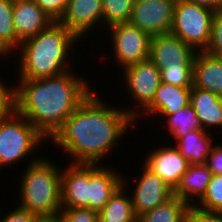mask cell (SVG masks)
<instances>
[{
	"mask_svg": "<svg viewBox=\"0 0 222 222\" xmlns=\"http://www.w3.org/2000/svg\"><path fill=\"white\" fill-rule=\"evenodd\" d=\"M213 174H222V143L218 142L212 147L205 163Z\"/></svg>",
	"mask_w": 222,
	"mask_h": 222,
	"instance_id": "e575fe53",
	"label": "cell"
},
{
	"mask_svg": "<svg viewBox=\"0 0 222 222\" xmlns=\"http://www.w3.org/2000/svg\"><path fill=\"white\" fill-rule=\"evenodd\" d=\"M44 141L48 142L38 129L14 111L0 123V171L10 169L14 164L17 166L21 160L22 163L26 162L30 155L31 161H38L41 155L36 157L34 152H38V147L45 144Z\"/></svg>",
	"mask_w": 222,
	"mask_h": 222,
	"instance_id": "5b68a950",
	"label": "cell"
},
{
	"mask_svg": "<svg viewBox=\"0 0 222 222\" xmlns=\"http://www.w3.org/2000/svg\"><path fill=\"white\" fill-rule=\"evenodd\" d=\"M193 86L222 97V57L206 51L196 52L193 61Z\"/></svg>",
	"mask_w": 222,
	"mask_h": 222,
	"instance_id": "d6986e66",
	"label": "cell"
},
{
	"mask_svg": "<svg viewBox=\"0 0 222 222\" xmlns=\"http://www.w3.org/2000/svg\"><path fill=\"white\" fill-rule=\"evenodd\" d=\"M134 3L135 0H102L103 30L116 23L129 22Z\"/></svg>",
	"mask_w": 222,
	"mask_h": 222,
	"instance_id": "d4e9b609",
	"label": "cell"
},
{
	"mask_svg": "<svg viewBox=\"0 0 222 222\" xmlns=\"http://www.w3.org/2000/svg\"><path fill=\"white\" fill-rule=\"evenodd\" d=\"M188 1L195 2L198 5L208 7L214 11H217L218 9L222 8V0H188Z\"/></svg>",
	"mask_w": 222,
	"mask_h": 222,
	"instance_id": "8d00e7d4",
	"label": "cell"
},
{
	"mask_svg": "<svg viewBox=\"0 0 222 222\" xmlns=\"http://www.w3.org/2000/svg\"><path fill=\"white\" fill-rule=\"evenodd\" d=\"M34 222H61V217L56 216H40Z\"/></svg>",
	"mask_w": 222,
	"mask_h": 222,
	"instance_id": "74e56055",
	"label": "cell"
},
{
	"mask_svg": "<svg viewBox=\"0 0 222 222\" xmlns=\"http://www.w3.org/2000/svg\"><path fill=\"white\" fill-rule=\"evenodd\" d=\"M48 157L28 161L18 181V205L40 216H56L61 211V172ZM58 166V167H57ZM60 167V168H59ZM20 182V184H19Z\"/></svg>",
	"mask_w": 222,
	"mask_h": 222,
	"instance_id": "277c9868",
	"label": "cell"
},
{
	"mask_svg": "<svg viewBox=\"0 0 222 222\" xmlns=\"http://www.w3.org/2000/svg\"><path fill=\"white\" fill-rule=\"evenodd\" d=\"M76 74V75H75ZM69 70L56 76L14 81L15 111L48 140L94 90L88 79Z\"/></svg>",
	"mask_w": 222,
	"mask_h": 222,
	"instance_id": "7a4b0ae2",
	"label": "cell"
},
{
	"mask_svg": "<svg viewBox=\"0 0 222 222\" xmlns=\"http://www.w3.org/2000/svg\"><path fill=\"white\" fill-rule=\"evenodd\" d=\"M205 51L213 56L222 57V8L214 12L211 39Z\"/></svg>",
	"mask_w": 222,
	"mask_h": 222,
	"instance_id": "f546056e",
	"label": "cell"
},
{
	"mask_svg": "<svg viewBox=\"0 0 222 222\" xmlns=\"http://www.w3.org/2000/svg\"><path fill=\"white\" fill-rule=\"evenodd\" d=\"M80 41L64 25L58 21L53 22L47 29L20 43L15 52L18 63L16 66L15 61V67L18 72L14 77L37 79L56 76L72 70L73 67L70 65L73 64L71 63L73 60L70 58L73 57L72 53L74 54L77 49H74L75 44H79ZM72 50L73 52H71Z\"/></svg>",
	"mask_w": 222,
	"mask_h": 222,
	"instance_id": "3957f363",
	"label": "cell"
},
{
	"mask_svg": "<svg viewBox=\"0 0 222 222\" xmlns=\"http://www.w3.org/2000/svg\"><path fill=\"white\" fill-rule=\"evenodd\" d=\"M109 31L107 39L109 40L110 48L114 54L119 71L130 65L137 64L149 58L151 36L141 31L138 27L130 24L129 22L116 23L106 29ZM111 37V38H109ZM111 41V42H110Z\"/></svg>",
	"mask_w": 222,
	"mask_h": 222,
	"instance_id": "ba28073f",
	"label": "cell"
},
{
	"mask_svg": "<svg viewBox=\"0 0 222 222\" xmlns=\"http://www.w3.org/2000/svg\"><path fill=\"white\" fill-rule=\"evenodd\" d=\"M190 93L191 87H179L161 82L152 103L135 119L136 124L141 119L151 118L152 120L156 117L160 122L159 116L176 113L190 103Z\"/></svg>",
	"mask_w": 222,
	"mask_h": 222,
	"instance_id": "2e32d148",
	"label": "cell"
},
{
	"mask_svg": "<svg viewBox=\"0 0 222 222\" xmlns=\"http://www.w3.org/2000/svg\"><path fill=\"white\" fill-rule=\"evenodd\" d=\"M196 51L172 33L151 37L149 59L162 70L179 63H193Z\"/></svg>",
	"mask_w": 222,
	"mask_h": 222,
	"instance_id": "4fadbf2b",
	"label": "cell"
},
{
	"mask_svg": "<svg viewBox=\"0 0 222 222\" xmlns=\"http://www.w3.org/2000/svg\"><path fill=\"white\" fill-rule=\"evenodd\" d=\"M2 78L3 77L0 76V123L15 111L14 84L9 85L8 82H5V79Z\"/></svg>",
	"mask_w": 222,
	"mask_h": 222,
	"instance_id": "f1b7e54d",
	"label": "cell"
},
{
	"mask_svg": "<svg viewBox=\"0 0 222 222\" xmlns=\"http://www.w3.org/2000/svg\"><path fill=\"white\" fill-rule=\"evenodd\" d=\"M140 176H138L136 184H133V190L130 192L132 199L133 212L136 217L143 213L153 210L158 205L166 202L174 196L172 189L158 175L149 170L143 163Z\"/></svg>",
	"mask_w": 222,
	"mask_h": 222,
	"instance_id": "30bf717a",
	"label": "cell"
},
{
	"mask_svg": "<svg viewBox=\"0 0 222 222\" xmlns=\"http://www.w3.org/2000/svg\"><path fill=\"white\" fill-rule=\"evenodd\" d=\"M190 104L199 118L202 129L209 133L214 129L217 134L222 131V97L209 90L192 86Z\"/></svg>",
	"mask_w": 222,
	"mask_h": 222,
	"instance_id": "ac0fdd59",
	"label": "cell"
},
{
	"mask_svg": "<svg viewBox=\"0 0 222 222\" xmlns=\"http://www.w3.org/2000/svg\"><path fill=\"white\" fill-rule=\"evenodd\" d=\"M194 205L207 211L222 212V174H213L206 193Z\"/></svg>",
	"mask_w": 222,
	"mask_h": 222,
	"instance_id": "83f0119b",
	"label": "cell"
},
{
	"mask_svg": "<svg viewBox=\"0 0 222 222\" xmlns=\"http://www.w3.org/2000/svg\"><path fill=\"white\" fill-rule=\"evenodd\" d=\"M175 3L173 0H135L129 23L151 37L169 33Z\"/></svg>",
	"mask_w": 222,
	"mask_h": 222,
	"instance_id": "9c48e42d",
	"label": "cell"
},
{
	"mask_svg": "<svg viewBox=\"0 0 222 222\" xmlns=\"http://www.w3.org/2000/svg\"><path fill=\"white\" fill-rule=\"evenodd\" d=\"M190 205L176 195L137 217V222H187Z\"/></svg>",
	"mask_w": 222,
	"mask_h": 222,
	"instance_id": "603a6c76",
	"label": "cell"
},
{
	"mask_svg": "<svg viewBox=\"0 0 222 222\" xmlns=\"http://www.w3.org/2000/svg\"><path fill=\"white\" fill-rule=\"evenodd\" d=\"M61 222H99V212L89 208H62Z\"/></svg>",
	"mask_w": 222,
	"mask_h": 222,
	"instance_id": "4dcf8cb0",
	"label": "cell"
},
{
	"mask_svg": "<svg viewBox=\"0 0 222 222\" xmlns=\"http://www.w3.org/2000/svg\"><path fill=\"white\" fill-rule=\"evenodd\" d=\"M52 19L58 21L71 0H34Z\"/></svg>",
	"mask_w": 222,
	"mask_h": 222,
	"instance_id": "1f68e13d",
	"label": "cell"
},
{
	"mask_svg": "<svg viewBox=\"0 0 222 222\" xmlns=\"http://www.w3.org/2000/svg\"><path fill=\"white\" fill-rule=\"evenodd\" d=\"M189 222H222V212L207 211L195 205H190L188 212Z\"/></svg>",
	"mask_w": 222,
	"mask_h": 222,
	"instance_id": "d6a6232c",
	"label": "cell"
},
{
	"mask_svg": "<svg viewBox=\"0 0 222 222\" xmlns=\"http://www.w3.org/2000/svg\"><path fill=\"white\" fill-rule=\"evenodd\" d=\"M215 139L217 138L212 133L206 132L204 129H197L180 137L172 145H175L189 164H205L215 145Z\"/></svg>",
	"mask_w": 222,
	"mask_h": 222,
	"instance_id": "44dd1931",
	"label": "cell"
},
{
	"mask_svg": "<svg viewBox=\"0 0 222 222\" xmlns=\"http://www.w3.org/2000/svg\"><path fill=\"white\" fill-rule=\"evenodd\" d=\"M53 22L34 0H14L13 27L22 42L47 29Z\"/></svg>",
	"mask_w": 222,
	"mask_h": 222,
	"instance_id": "e0dca14e",
	"label": "cell"
},
{
	"mask_svg": "<svg viewBox=\"0 0 222 222\" xmlns=\"http://www.w3.org/2000/svg\"><path fill=\"white\" fill-rule=\"evenodd\" d=\"M95 93L88 95L48 142L65 152L71 159L69 163L102 165L128 131L137 127L135 119L122 107H112Z\"/></svg>",
	"mask_w": 222,
	"mask_h": 222,
	"instance_id": "6da1fadb",
	"label": "cell"
},
{
	"mask_svg": "<svg viewBox=\"0 0 222 222\" xmlns=\"http://www.w3.org/2000/svg\"><path fill=\"white\" fill-rule=\"evenodd\" d=\"M212 176L213 173L206 164H189L187 171L174 189V195L189 205H194L206 193Z\"/></svg>",
	"mask_w": 222,
	"mask_h": 222,
	"instance_id": "ffe728a7",
	"label": "cell"
},
{
	"mask_svg": "<svg viewBox=\"0 0 222 222\" xmlns=\"http://www.w3.org/2000/svg\"><path fill=\"white\" fill-rule=\"evenodd\" d=\"M161 118V122L164 120L163 124H165L162 127L168 131V136L174 137V142L189 132L202 129L199 118L190 103L176 113L169 116H161Z\"/></svg>",
	"mask_w": 222,
	"mask_h": 222,
	"instance_id": "cb8c5ba5",
	"label": "cell"
},
{
	"mask_svg": "<svg viewBox=\"0 0 222 222\" xmlns=\"http://www.w3.org/2000/svg\"><path fill=\"white\" fill-rule=\"evenodd\" d=\"M58 22L75 34L82 45V39L85 41L87 35L90 38L89 33L100 26L103 29L102 0H71Z\"/></svg>",
	"mask_w": 222,
	"mask_h": 222,
	"instance_id": "8fae6325",
	"label": "cell"
},
{
	"mask_svg": "<svg viewBox=\"0 0 222 222\" xmlns=\"http://www.w3.org/2000/svg\"><path fill=\"white\" fill-rule=\"evenodd\" d=\"M14 0H0V39L7 42L15 51L21 41L13 27Z\"/></svg>",
	"mask_w": 222,
	"mask_h": 222,
	"instance_id": "484cf974",
	"label": "cell"
},
{
	"mask_svg": "<svg viewBox=\"0 0 222 222\" xmlns=\"http://www.w3.org/2000/svg\"><path fill=\"white\" fill-rule=\"evenodd\" d=\"M15 52L16 51L7 42H5L3 39H0V61L2 60L6 61V59L9 58H15L14 56L16 55Z\"/></svg>",
	"mask_w": 222,
	"mask_h": 222,
	"instance_id": "d590c367",
	"label": "cell"
},
{
	"mask_svg": "<svg viewBox=\"0 0 222 222\" xmlns=\"http://www.w3.org/2000/svg\"><path fill=\"white\" fill-rule=\"evenodd\" d=\"M124 175L123 173L122 185L99 212V222H137V217L133 212L132 199L128 192L130 188H127L131 185Z\"/></svg>",
	"mask_w": 222,
	"mask_h": 222,
	"instance_id": "7402d4cb",
	"label": "cell"
},
{
	"mask_svg": "<svg viewBox=\"0 0 222 222\" xmlns=\"http://www.w3.org/2000/svg\"><path fill=\"white\" fill-rule=\"evenodd\" d=\"M154 146L153 151L147 152L143 164L153 173L162 178L172 189L178 185L181 177L187 171L189 162L173 145Z\"/></svg>",
	"mask_w": 222,
	"mask_h": 222,
	"instance_id": "7c38bea8",
	"label": "cell"
},
{
	"mask_svg": "<svg viewBox=\"0 0 222 222\" xmlns=\"http://www.w3.org/2000/svg\"><path fill=\"white\" fill-rule=\"evenodd\" d=\"M214 10L188 0L175 3L170 33L182 39L196 52L205 51L210 43Z\"/></svg>",
	"mask_w": 222,
	"mask_h": 222,
	"instance_id": "8992f818",
	"label": "cell"
},
{
	"mask_svg": "<svg viewBox=\"0 0 222 222\" xmlns=\"http://www.w3.org/2000/svg\"><path fill=\"white\" fill-rule=\"evenodd\" d=\"M15 208H12L8 213L4 212L3 215L0 217V222H34L37 219V215L32 213L25 208L14 205Z\"/></svg>",
	"mask_w": 222,
	"mask_h": 222,
	"instance_id": "836d02e7",
	"label": "cell"
},
{
	"mask_svg": "<svg viewBox=\"0 0 222 222\" xmlns=\"http://www.w3.org/2000/svg\"><path fill=\"white\" fill-rule=\"evenodd\" d=\"M111 164H89V209L100 212L122 185L123 172ZM117 170V171H116Z\"/></svg>",
	"mask_w": 222,
	"mask_h": 222,
	"instance_id": "9a60e30c",
	"label": "cell"
},
{
	"mask_svg": "<svg viewBox=\"0 0 222 222\" xmlns=\"http://www.w3.org/2000/svg\"><path fill=\"white\" fill-rule=\"evenodd\" d=\"M125 93L130 101L136 102L129 107H122L132 118L136 119L153 101L156 90L161 84L160 69L148 58L130 65L122 71ZM127 88V89H126ZM131 107V108H130Z\"/></svg>",
	"mask_w": 222,
	"mask_h": 222,
	"instance_id": "52a82bcc",
	"label": "cell"
},
{
	"mask_svg": "<svg viewBox=\"0 0 222 222\" xmlns=\"http://www.w3.org/2000/svg\"><path fill=\"white\" fill-rule=\"evenodd\" d=\"M161 71V82L179 87L193 86V63H179Z\"/></svg>",
	"mask_w": 222,
	"mask_h": 222,
	"instance_id": "4316f807",
	"label": "cell"
},
{
	"mask_svg": "<svg viewBox=\"0 0 222 222\" xmlns=\"http://www.w3.org/2000/svg\"><path fill=\"white\" fill-rule=\"evenodd\" d=\"M61 172V208H89V164L68 163Z\"/></svg>",
	"mask_w": 222,
	"mask_h": 222,
	"instance_id": "5bb4252c",
	"label": "cell"
}]
</instances>
